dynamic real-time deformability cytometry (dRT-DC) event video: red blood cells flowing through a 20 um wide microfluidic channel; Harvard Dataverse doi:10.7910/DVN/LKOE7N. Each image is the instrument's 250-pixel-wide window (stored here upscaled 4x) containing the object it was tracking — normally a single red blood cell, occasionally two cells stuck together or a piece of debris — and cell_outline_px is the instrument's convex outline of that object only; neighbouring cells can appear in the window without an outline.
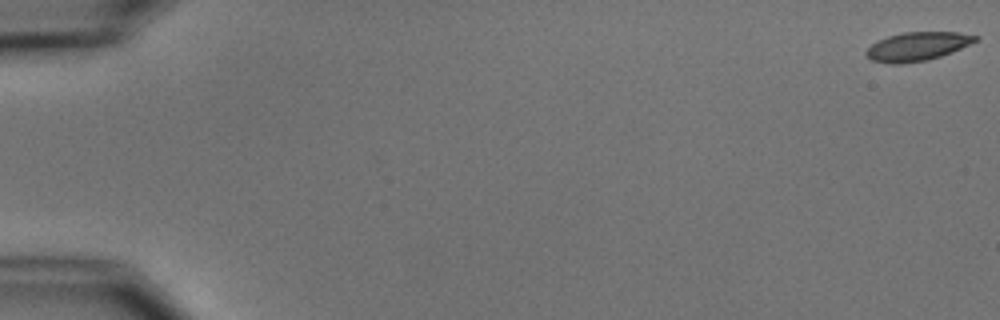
{"species": "common noctule bat (a hibernating species)", "species_latin": "Nyctalus noctula", "temperature_condition": "cold", "stored_images_in_passage": 4, "camera_frame_rate_fps": 3000, "um_per_image_px": 0.085, "animal": {"sex": "male", "body_mass_g": 15.6}, "frame": {"image": 1, "passage_image": 1, "time_ms": 0.0, "image_size_px": [1000, 320], "cell_outline_px": [[980, 40], [952, 52], [928, 60], [900, 64], [892, 64], [872, 60], [864, 52], [872, 44], [888, 36], [904, 32], [956, 32], [980, 36]], "centroid_in_image_um": [78.02, 3.94], "position_along_channel_um": 7.0, "area_um2": 18.21}}